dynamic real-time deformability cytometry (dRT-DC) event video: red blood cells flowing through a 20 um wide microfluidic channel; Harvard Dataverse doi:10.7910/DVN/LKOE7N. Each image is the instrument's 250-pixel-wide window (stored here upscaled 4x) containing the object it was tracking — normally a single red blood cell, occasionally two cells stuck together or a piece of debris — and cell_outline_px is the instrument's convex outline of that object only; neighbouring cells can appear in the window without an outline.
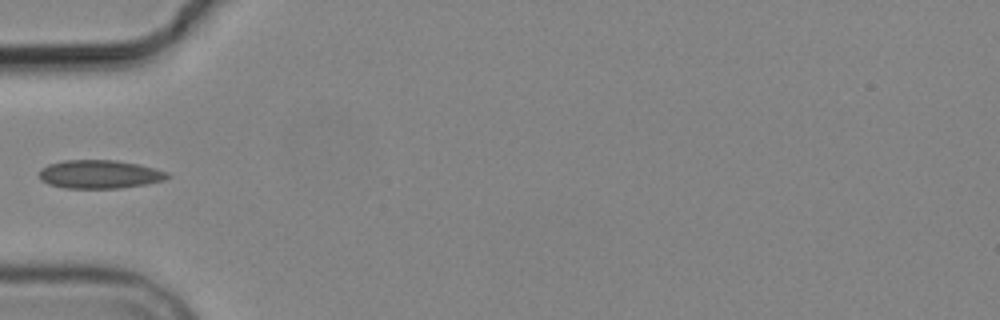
{"species": "common noctule bat (a hibernating species)", "species_latin": "Nyctalus noctula", "temperature_condition": "cold", "stored_images_in_passage": 5, "camera_frame_rate_fps": 3000, "um_per_image_px": 0.085, "animal": {"sex": "male", "body_mass_g": 19.2, "forearm_length_mm": 51.8}, "frame": {"image": 1, "passage_image": 1, "time_ms": 0.0, "image_size_px": [1000, 320], "cell_outline_px": [[172, 176], [164, 180], [144, 184], [120, 188], [64, 188], [48, 184], [40, 180], [40, 168], [48, 164], [64, 160], [116, 160], [136, 164], [168, 172]], "centroid_in_image_um": [8.43, 14.81], "position_along_channel_um": 76.6, "area_um2": 21.21}}
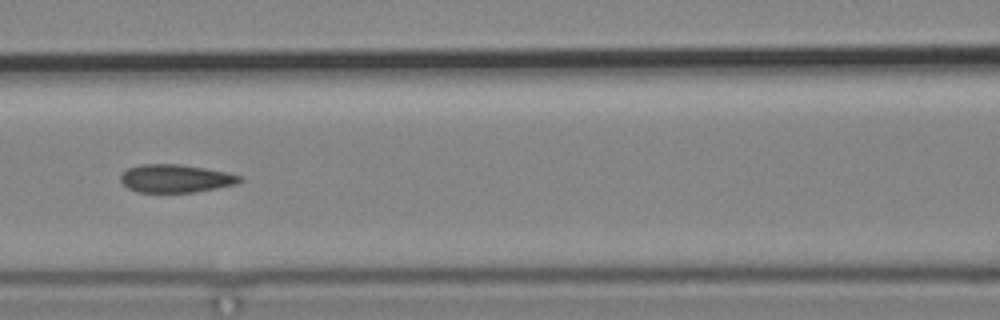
{"frame": {"image": 2, "passage_image": 3, "time_ms": 2.0, "image_size_px": [1000, 320], "cell_outline_px": [[244, 180], [236, 184], [216, 188], [192, 192], [136, 192], [128, 188], [120, 180], [120, 176], [128, 168], [140, 164], [180, 164], [228, 172], [244, 176]], "centroid_in_image_um": [14.96, 15.16], "position_along_channel_um": 151.6, "area_um2": 19.54}}
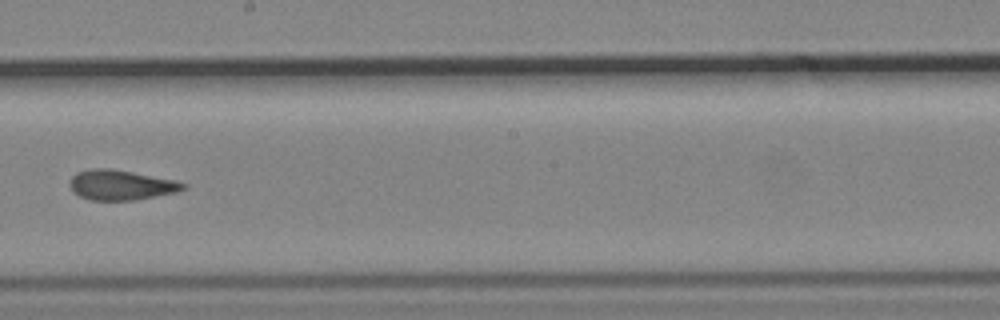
{"frame": {"image": 3, "passage_image": 5, "time_ms": 4.333, "image_size_px": [1000, 320], "cell_outline_px": [[188, 188], [176, 192], [132, 200], [92, 200], [80, 196], [72, 188], [72, 176], [76, 172], [92, 168], [108, 168], [132, 172], [176, 180], [188, 184]], "centroid_in_image_um": [10.34, 15.71], "position_along_channel_um": 237.9, "area_um2": 19.54}}